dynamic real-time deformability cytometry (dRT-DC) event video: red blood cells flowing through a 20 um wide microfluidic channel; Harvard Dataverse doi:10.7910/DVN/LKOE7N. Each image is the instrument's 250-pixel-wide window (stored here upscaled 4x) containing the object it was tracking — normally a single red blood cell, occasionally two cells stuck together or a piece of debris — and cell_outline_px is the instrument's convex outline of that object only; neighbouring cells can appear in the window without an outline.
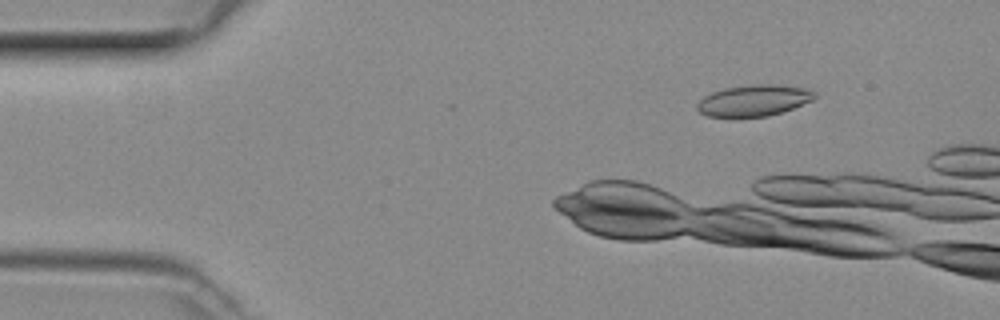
{"species": "common noctule bat (a hibernating species)", "species_latin": "Nyctalus noctula", "temperature_condition": "room temperature", "stored_images_in_passage": 9, "camera_frame_rate_fps": 3000, "um_per_image_px": 0.085, "animal": {"sex": "female", "body_mass_g": 29.2, "forearm_length_mm": 56.3}, "frame": {"image": 1, "passage_image": 3, "time_ms": 0.667, "image_size_px": [1000, 320], "cell_outline_px": [[816, 96], [812, 100], [792, 108], [768, 116], [708, 116], [700, 112], [696, 108], [696, 104], [704, 96], [712, 92], [724, 88], [752, 84], [772, 84], [808, 88], [816, 92]], "centroid_in_image_um": [64.08, 8.52], "position_along_channel_um": 20.9, "area_um2": 21.21}}